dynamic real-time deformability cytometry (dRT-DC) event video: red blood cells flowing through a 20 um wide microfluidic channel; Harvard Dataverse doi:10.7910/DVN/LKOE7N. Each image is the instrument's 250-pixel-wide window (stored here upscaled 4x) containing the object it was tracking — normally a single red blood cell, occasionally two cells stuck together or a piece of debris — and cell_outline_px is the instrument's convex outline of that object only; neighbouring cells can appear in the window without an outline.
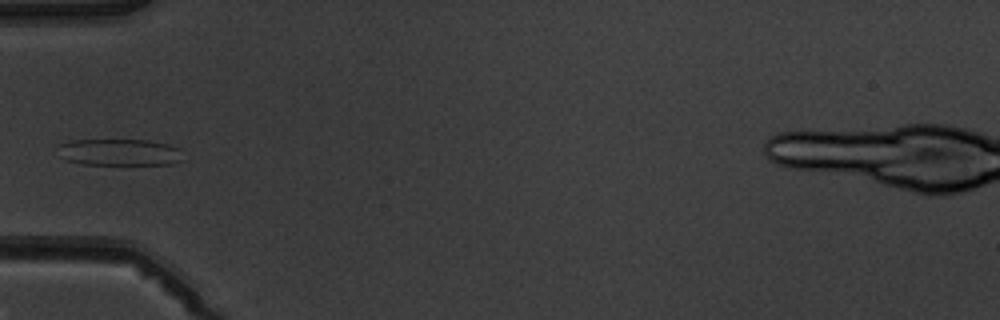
{"species": "common noctule bat (a hibernating species)", "species_latin": "Nyctalus noctula", "temperature_condition": "warm", "stored_images_in_passage": 8, "camera_frame_rate_fps": 3000, "um_per_image_px": 0.085, "animal": {"sex": "male", "body_mass_g": 19.5, "forearm_length_mm": 54.6}, "frame": {"image": 1, "passage_image": 6, "time_ms": 7.0, "image_size_px": [1000, 320], "cell_outline_px": [[184, 160], [172, 164], [80, 164], [64, 160], [60, 156], [60, 144], [72, 140], [148, 140], [168, 144], [180, 148]], "centroid_in_image_um": [10.19, 12.94], "position_along_channel_um": 74.8, "area_um2": 19.54}}
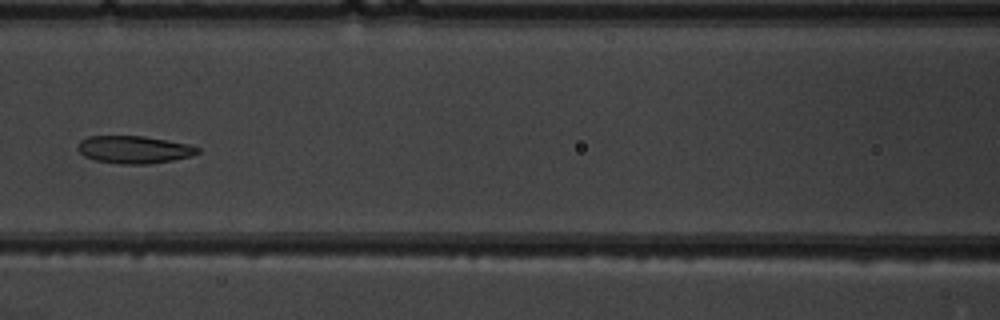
{"frame": {"image": 2, "passage_image": 8, "time_ms": 9.0, "image_size_px": [1000, 320], "cell_outline_px": [[200, 152], [192, 156], [152, 164], [120, 164], [96, 160], [84, 156], [76, 148], [80, 140], [88, 136], [144, 136], [188, 144], [200, 148]], "centroid_in_image_um": [11.39, 12.72], "position_along_channel_um": 155.2, "area_um2": 19.31}}